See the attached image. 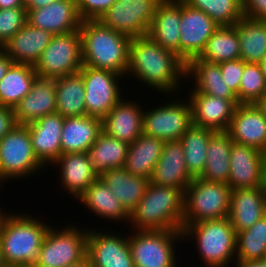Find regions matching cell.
I'll use <instances>...</instances> for the list:
<instances>
[{
  "label": "cell",
  "mask_w": 266,
  "mask_h": 267,
  "mask_svg": "<svg viewBox=\"0 0 266 267\" xmlns=\"http://www.w3.org/2000/svg\"><path fill=\"white\" fill-rule=\"evenodd\" d=\"M186 63L172 51L164 49L150 36L132 38L130 42L127 78L137 79L147 89L177 96L185 84ZM184 79V80H182ZM154 89V90H153ZM176 93V94H175Z\"/></svg>",
  "instance_id": "obj_1"
},
{
  "label": "cell",
  "mask_w": 266,
  "mask_h": 267,
  "mask_svg": "<svg viewBox=\"0 0 266 267\" xmlns=\"http://www.w3.org/2000/svg\"><path fill=\"white\" fill-rule=\"evenodd\" d=\"M26 212H5L0 221V246L5 264L32 267L42 242L51 227L44 220Z\"/></svg>",
  "instance_id": "obj_2"
},
{
  "label": "cell",
  "mask_w": 266,
  "mask_h": 267,
  "mask_svg": "<svg viewBox=\"0 0 266 267\" xmlns=\"http://www.w3.org/2000/svg\"><path fill=\"white\" fill-rule=\"evenodd\" d=\"M82 63L126 78L131 37L106 27L98 20H82Z\"/></svg>",
  "instance_id": "obj_3"
},
{
  "label": "cell",
  "mask_w": 266,
  "mask_h": 267,
  "mask_svg": "<svg viewBox=\"0 0 266 267\" xmlns=\"http://www.w3.org/2000/svg\"><path fill=\"white\" fill-rule=\"evenodd\" d=\"M183 216L184 192L150 182L130 213L128 227L131 230H183Z\"/></svg>",
  "instance_id": "obj_4"
},
{
  "label": "cell",
  "mask_w": 266,
  "mask_h": 267,
  "mask_svg": "<svg viewBox=\"0 0 266 267\" xmlns=\"http://www.w3.org/2000/svg\"><path fill=\"white\" fill-rule=\"evenodd\" d=\"M182 234L183 242L191 241L195 245L197 257L203 263L201 266H235L236 232L228 217L189 224L183 228Z\"/></svg>",
  "instance_id": "obj_5"
},
{
  "label": "cell",
  "mask_w": 266,
  "mask_h": 267,
  "mask_svg": "<svg viewBox=\"0 0 266 267\" xmlns=\"http://www.w3.org/2000/svg\"><path fill=\"white\" fill-rule=\"evenodd\" d=\"M46 167L32 148L27 125L16 124L0 140V189L3 182L20 181L40 175ZM38 173V174H36Z\"/></svg>",
  "instance_id": "obj_6"
},
{
  "label": "cell",
  "mask_w": 266,
  "mask_h": 267,
  "mask_svg": "<svg viewBox=\"0 0 266 267\" xmlns=\"http://www.w3.org/2000/svg\"><path fill=\"white\" fill-rule=\"evenodd\" d=\"M74 224L62 228L51 225L32 267H66L87 258L88 226Z\"/></svg>",
  "instance_id": "obj_7"
},
{
  "label": "cell",
  "mask_w": 266,
  "mask_h": 267,
  "mask_svg": "<svg viewBox=\"0 0 266 267\" xmlns=\"http://www.w3.org/2000/svg\"><path fill=\"white\" fill-rule=\"evenodd\" d=\"M183 240L182 230H132L128 244L134 267H179L176 246Z\"/></svg>",
  "instance_id": "obj_8"
},
{
  "label": "cell",
  "mask_w": 266,
  "mask_h": 267,
  "mask_svg": "<svg viewBox=\"0 0 266 267\" xmlns=\"http://www.w3.org/2000/svg\"><path fill=\"white\" fill-rule=\"evenodd\" d=\"M231 191L226 183L194 178L184 192L183 228L196 222L228 217Z\"/></svg>",
  "instance_id": "obj_9"
},
{
  "label": "cell",
  "mask_w": 266,
  "mask_h": 267,
  "mask_svg": "<svg viewBox=\"0 0 266 267\" xmlns=\"http://www.w3.org/2000/svg\"><path fill=\"white\" fill-rule=\"evenodd\" d=\"M172 96L167 100L168 102L161 99L163 103H159L158 106L156 104L154 108L151 107L152 105H149V108L143 105L142 129L144 135L164 141H177L193 124L192 108L188 98L181 100L179 94L174 99Z\"/></svg>",
  "instance_id": "obj_10"
},
{
  "label": "cell",
  "mask_w": 266,
  "mask_h": 267,
  "mask_svg": "<svg viewBox=\"0 0 266 267\" xmlns=\"http://www.w3.org/2000/svg\"><path fill=\"white\" fill-rule=\"evenodd\" d=\"M82 66L81 34L74 30L53 35L34 69L39 78L57 79L79 72Z\"/></svg>",
  "instance_id": "obj_11"
},
{
  "label": "cell",
  "mask_w": 266,
  "mask_h": 267,
  "mask_svg": "<svg viewBox=\"0 0 266 267\" xmlns=\"http://www.w3.org/2000/svg\"><path fill=\"white\" fill-rule=\"evenodd\" d=\"M85 84L86 115L103 120L125 96L121 85L124 78L115 72L82 66L79 71Z\"/></svg>",
  "instance_id": "obj_12"
},
{
  "label": "cell",
  "mask_w": 266,
  "mask_h": 267,
  "mask_svg": "<svg viewBox=\"0 0 266 267\" xmlns=\"http://www.w3.org/2000/svg\"><path fill=\"white\" fill-rule=\"evenodd\" d=\"M164 0H116L100 17L110 29L131 38L148 35L158 6Z\"/></svg>",
  "instance_id": "obj_13"
},
{
  "label": "cell",
  "mask_w": 266,
  "mask_h": 267,
  "mask_svg": "<svg viewBox=\"0 0 266 267\" xmlns=\"http://www.w3.org/2000/svg\"><path fill=\"white\" fill-rule=\"evenodd\" d=\"M103 229L88 227L87 258L91 267H134L128 235Z\"/></svg>",
  "instance_id": "obj_14"
},
{
  "label": "cell",
  "mask_w": 266,
  "mask_h": 267,
  "mask_svg": "<svg viewBox=\"0 0 266 267\" xmlns=\"http://www.w3.org/2000/svg\"><path fill=\"white\" fill-rule=\"evenodd\" d=\"M218 26L204 11L181 0L179 57L185 63L198 57Z\"/></svg>",
  "instance_id": "obj_15"
},
{
  "label": "cell",
  "mask_w": 266,
  "mask_h": 267,
  "mask_svg": "<svg viewBox=\"0 0 266 267\" xmlns=\"http://www.w3.org/2000/svg\"><path fill=\"white\" fill-rule=\"evenodd\" d=\"M187 91L189 92L186 97L191 103L193 125L214 132L227 131L239 101L222 99L195 90Z\"/></svg>",
  "instance_id": "obj_16"
},
{
  "label": "cell",
  "mask_w": 266,
  "mask_h": 267,
  "mask_svg": "<svg viewBox=\"0 0 266 267\" xmlns=\"http://www.w3.org/2000/svg\"><path fill=\"white\" fill-rule=\"evenodd\" d=\"M264 152L255 147L233 143L230 151V189L264 187Z\"/></svg>",
  "instance_id": "obj_17"
},
{
  "label": "cell",
  "mask_w": 266,
  "mask_h": 267,
  "mask_svg": "<svg viewBox=\"0 0 266 267\" xmlns=\"http://www.w3.org/2000/svg\"><path fill=\"white\" fill-rule=\"evenodd\" d=\"M27 23L53 35L79 30L77 0H57L44 7L27 11Z\"/></svg>",
  "instance_id": "obj_18"
},
{
  "label": "cell",
  "mask_w": 266,
  "mask_h": 267,
  "mask_svg": "<svg viewBox=\"0 0 266 267\" xmlns=\"http://www.w3.org/2000/svg\"><path fill=\"white\" fill-rule=\"evenodd\" d=\"M128 98V99H127ZM122 98L102 120V131L113 138L128 144L134 142L143 134V104Z\"/></svg>",
  "instance_id": "obj_19"
},
{
  "label": "cell",
  "mask_w": 266,
  "mask_h": 267,
  "mask_svg": "<svg viewBox=\"0 0 266 267\" xmlns=\"http://www.w3.org/2000/svg\"><path fill=\"white\" fill-rule=\"evenodd\" d=\"M226 132L236 144L266 149V117L255 103L239 104Z\"/></svg>",
  "instance_id": "obj_20"
},
{
  "label": "cell",
  "mask_w": 266,
  "mask_h": 267,
  "mask_svg": "<svg viewBox=\"0 0 266 267\" xmlns=\"http://www.w3.org/2000/svg\"><path fill=\"white\" fill-rule=\"evenodd\" d=\"M52 166L60 171L59 185L65 189V195L68 192L67 195H72L75 200L99 178L92 169L87 152L63 153Z\"/></svg>",
  "instance_id": "obj_21"
},
{
  "label": "cell",
  "mask_w": 266,
  "mask_h": 267,
  "mask_svg": "<svg viewBox=\"0 0 266 267\" xmlns=\"http://www.w3.org/2000/svg\"><path fill=\"white\" fill-rule=\"evenodd\" d=\"M63 123L64 117L55 112L27 124L34 153L45 167L52 166L62 154L61 132Z\"/></svg>",
  "instance_id": "obj_22"
},
{
  "label": "cell",
  "mask_w": 266,
  "mask_h": 267,
  "mask_svg": "<svg viewBox=\"0 0 266 267\" xmlns=\"http://www.w3.org/2000/svg\"><path fill=\"white\" fill-rule=\"evenodd\" d=\"M16 124L27 125L56 112L55 79L37 77L30 92L13 108Z\"/></svg>",
  "instance_id": "obj_23"
},
{
  "label": "cell",
  "mask_w": 266,
  "mask_h": 267,
  "mask_svg": "<svg viewBox=\"0 0 266 267\" xmlns=\"http://www.w3.org/2000/svg\"><path fill=\"white\" fill-rule=\"evenodd\" d=\"M265 215V186L231 191L228 218L236 233L252 227Z\"/></svg>",
  "instance_id": "obj_24"
},
{
  "label": "cell",
  "mask_w": 266,
  "mask_h": 267,
  "mask_svg": "<svg viewBox=\"0 0 266 267\" xmlns=\"http://www.w3.org/2000/svg\"><path fill=\"white\" fill-rule=\"evenodd\" d=\"M193 179L185 165L184 150L180 140L165 141L150 182L175 187L185 192Z\"/></svg>",
  "instance_id": "obj_25"
},
{
  "label": "cell",
  "mask_w": 266,
  "mask_h": 267,
  "mask_svg": "<svg viewBox=\"0 0 266 267\" xmlns=\"http://www.w3.org/2000/svg\"><path fill=\"white\" fill-rule=\"evenodd\" d=\"M77 200L100 220L103 218L106 222H123L125 225L129 223L130 213L100 177Z\"/></svg>",
  "instance_id": "obj_26"
},
{
  "label": "cell",
  "mask_w": 266,
  "mask_h": 267,
  "mask_svg": "<svg viewBox=\"0 0 266 267\" xmlns=\"http://www.w3.org/2000/svg\"><path fill=\"white\" fill-rule=\"evenodd\" d=\"M53 34L33 27L27 22L4 45V52L14 63L34 66L49 45Z\"/></svg>",
  "instance_id": "obj_27"
},
{
  "label": "cell",
  "mask_w": 266,
  "mask_h": 267,
  "mask_svg": "<svg viewBox=\"0 0 266 267\" xmlns=\"http://www.w3.org/2000/svg\"><path fill=\"white\" fill-rule=\"evenodd\" d=\"M193 81H191V80ZM185 80L192 83L195 90L227 100H238L237 95L222 79L220 65L202 59H191L186 63ZM195 84V85H194Z\"/></svg>",
  "instance_id": "obj_28"
},
{
  "label": "cell",
  "mask_w": 266,
  "mask_h": 267,
  "mask_svg": "<svg viewBox=\"0 0 266 267\" xmlns=\"http://www.w3.org/2000/svg\"><path fill=\"white\" fill-rule=\"evenodd\" d=\"M181 0H164L157 8L148 36L179 56Z\"/></svg>",
  "instance_id": "obj_29"
},
{
  "label": "cell",
  "mask_w": 266,
  "mask_h": 267,
  "mask_svg": "<svg viewBox=\"0 0 266 267\" xmlns=\"http://www.w3.org/2000/svg\"><path fill=\"white\" fill-rule=\"evenodd\" d=\"M102 132V120L92 116L65 117L61 132L63 153L87 152Z\"/></svg>",
  "instance_id": "obj_30"
},
{
  "label": "cell",
  "mask_w": 266,
  "mask_h": 267,
  "mask_svg": "<svg viewBox=\"0 0 266 267\" xmlns=\"http://www.w3.org/2000/svg\"><path fill=\"white\" fill-rule=\"evenodd\" d=\"M165 141L141 134L129 144L124 169L134 176L151 179L161 156Z\"/></svg>",
  "instance_id": "obj_31"
},
{
  "label": "cell",
  "mask_w": 266,
  "mask_h": 267,
  "mask_svg": "<svg viewBox=\"0 0 266 267\" xmlns=\"http://www.w3.org/2000/svg\"><path fill=\"white\" fill-rule=\"evenodd\" d=\"M231 136L225 132H214L207 144L206 164L199 178L226 183L230 174Z\"/></svg>",
  "instance_id": "obj_32"
},
{
  "label": "cell",
  "mask_w": 266,
  "mask_h": 267,
  "mask_svg": "<svg viewBox=\"0 0 266 267\" xmlns=\"http://www.w3.org/2000/svg\"><path fill=\"white\" fill-rule=\"evenodd\" d=\"M100 178L129 213L141 200L150 183L149 179L131 175L123 167L111 169Z\"/></svg>",
  "instance_id": "obj_33"
},
{
  "label": "cell",
  "mask_w": 266,
  "mask_h": 267,
  "mask_svg": "<svg viewBox=\"0 0 266 267\" xmlns=\"http://www.w3.org/2000/svg\"><path fill=\"white\" fill-rule=\"evenodd\" d=\"M128 147V143L110 137L102 131L87 151L94 173L101 177L111 169L124 167Z\"/></svg>",
  "instance_id": "obj_34"
},
{
  "label": "cell",
  "mask_w": 266,
  "mask_h": 267,
  "mask_svg": "<svg viewBox=\"0 0 266 267\" xmlns=\"http://www.w3.org/2000/svg\"><path fill=\"white\" fill-rule=\"evenodd\" d=\"M234 25L240 43V59L245 63H259L266 56V20L243 16Z\"/></svg>",
  "instance_id": "obj_35"
},
{
  "label": "cell",
  "mask_w": 266,
  "mask_h": 267,
  "mask_svg": "<svg viewBox=\"0 0 266 267\" xmlns=\"http://www.w3.org/2000/svg\"><path fill=\"white\" fill-rule=\"evenodd\" d=\"M56 112L65 117L86 115L85 84L80 72L55 79Z\"/></svg>",
  "instance_id": "obj_36"
},
{
  "label": "cell",
  "mask_w": 266,
  "mask_h": 267,
  "mask_svg": "<svg viewBox=\"0 0 266 267\" xmlns=\"http://www.w3.org/2000/svg\"><path fill=\"white\" fill-rule=\"evenodd\" d=\"M37 77L34 66L13 63L0 80V105L13 109L30 92Z\"/></svg>",
  "instance_id": "obj_37"
},
{
  "label": "cell",
  "mask_w": 266,
  "mask_h": 267,
  "mask_svg": "<svg viewBox=\"0 0 266 267\" xmlns=\"http://www.w3.org/2000/svg\"><path fill=\"white\" fill-rule=\"evenodd\" d=\"M239 38L235 25L218 26L208 39L201 54L193 59L222 63L240 58Z\"/></svg>",
  "instance_id": "obj_38"
},
{
  "label": "cell",
  "mask_w": 266,
  "mask_h": 267,
  "mask_svg": "<svg viewBox=\"0 0 266 267\" xmlns=\"http://www.w3.org/2000/svg\"><path fill=\"white\" fill-rule=\"evenodd\" d=\"M213 133V130L192 124L180 138L185 165L193 178H198L204 170L207 144Z\"/></svg>",
  "instance_id": "obj_39"
},
{
  "label": "cell",
  "mask_w": 266,
  "mask_h": 267,
  "mask_svg": "<svg viewBox=\"0 0 266 267\" xmlns=\"http://www.w3.org/2000/svg\"><path fill=\"white\" fill-rule=\"evenodd\" d=\"M266 215L252 227L236 233V262L265 258Z\"/></svg>",
  "instance_id": "obj_40"
},
{
  "label": "cell",
  "mask_w": 266,
  "mask_h": 267,
  "mask_svg": "<svg viewBox=\"0 0 266 267\" xmlns=\"http://www.w3.org/2000/svg\"><path fill=\"white\" fill-rule=\"evenodd\" d=\"M204 11L219 26H233L244 16L243 0H183Z\"/></svg>",
  "instance_id": "obj_41"
},
{
  "label": "cell",
  "mask_w": 266,
  "mask_h": 267,
  "mask_svg": "<svg viewBox=\"0 0 266 267\" xmlns=\"http://www.w3.org/2000/svg\"><path fill=\"white\" fill-rule=\"evenodd\" d=\"M266 92V79L259 63H245L239 91V104L256 103Z\"/></svg>",
  "instance_id": "obj_42"
},
{
  "label": "cell",
  "mask_w": 266,
  "mask_h": 267,
  "mask_svg": "<svg viewBox=\"0 0 266 267\" xmlns=\"http://www.w3.org/2000/svg\"><path fill=\"white\" fill-rule=\"evenodd\" d=\"M23 7L0 9V43L4 46L27 22Z\"/></svg>",
  "instance_id": "obj_43"
},
{
  "label": "cell",
  "mask_w": 266,
  "mask_h": 267,
  "mask_svg": "<svg viewBox=\"0 0 266 267\" xmlns=\"http://www.w3.org/2000/svg\"><path fill=\"white\" fill-rule=\"evenodd\" d=\"M116 0H77L79 16L82 20H98Z\"/></svg>",
  "instance_id": "obj_44"
},
{
  "label": "cell",
  "mask_w": 266,
  "mask_h": 267,
  "mask_svg": "<svg viewBox=\"0 0 266 267\" xmlns=\"http://www.w3.org/2000/svg\"><path fill=\"white\" fill-rule=\"evenodd\" d=\"M219 65L222 79H224L228 87L231 88L235 94H237L244 70V61L239 58L236 60L219 63Z\"/></svg>",
  "instance_id": "obj_45"
},
{
  "label": "cell",
  "mask_w": 266,
  "mask_h": 267,
  "mask_svg": "<svg viewBox=\"0 0 266 267\" xmlns=\"http://www.w3.org/2000/svg\"><path fill=\"white\" fill-rule=\"evenodd\" d=\"M244 16L266 20V0H243Z\"/></svg>",
  "instance_id": "obj_46"
},
{
  "label": "cell",
  "mask_w": 266,
  "mask_h": 267,
  "mask_svg": "<svg viewBox=\"0 0 266 267\" xmlns=\"http://www.w3.org/2000/svg\"><path fill=\"white\" fill-rule=\"evenodd\" d=\"M16 125L12 108L0 105V140Z\"/></svg>",
  "instance_id": "obj_47"
},
{
  "label": "cell",
  "mask_w": 266,
  "mask_h": 267,
  "mask_svg": "<svg viewBox=\"0 0 266 267\" xmlns=\"http://www.w3.org/2000/svg\"><path fill=\"white\" fill-rule=\"evenodd\" d=\"M57 0H21L23 8L26 9V12L29 10H35L46 5H49Z\"/></svg>",
  "instance_id": "obj_48"
},
{
  "label": "cell",
  "mask_w": 266,
  "mask_h": 267,
  "mask_svg": "<svg viewBox=\"0 0 266 267\" xmlns=\"http://www.w3.org/2000/svg\"><path fill=\"white\" fill-rule=\"evenodd\" d=\"M13 63L12 59L5 52L0 55V80L6 75Z\"/></svg>",
  "instance_id": "obj_49"
},
{
  "label": "cell",
  "mask_w": 266,
  "mask_h": 267,
  "mask_svg": "<svg viewBox=\"0 0 266 267\" xmlns=\"http://www.w3.org/2000/svg\"><path fill=\"white\" fill-rule=\"evenodd\" d=\"M233 267H266V259L253 260L248 262H236Z\"/></svg>",
  "instance_id": "obj_50"
},
{
  "label": "cell",
  "mask_w": 266,
  "mask_h": 267,
  "mask_svg": "<svg viewBox=\"0 0 266 267\" xmlns=\"http://www.w3.org/2000/svg\"><path fill=\"white\" fill-rule=\"evenodd\" d=\"M23 7L21 0H0V9Z\"/></svg>",
  "instance_id": "obj_51"
},
{
  "label": "cell",
  "mask_w": 266,
  "mask_h": 267,
  "mask_svg": "<svg viewBox=\"0 0 266 267\" xmlns=\"http://www.w3.org/2000/svg\"><path fill=\"white\" fill-rule=\"evenodd\" d=\"M255 104L266 117V96L263 95Z\"/></svg>",
  "instance_id": "obj_52"
},
{
  "label": "cell",
  "mask_w": 266,
  "mask_h": 267,
  "mask_svg": "<svg viewBox=\"0 0 266 267\" xmlns=\"http://www.w3.org/2000/svg\"><path fill=\"white\" fill-rule=\"evenodd\" d=\"M66 267H91V265H90L88 258H86L82 262H79V263L74 264V265L66 266Z\"/></svg>",
  "instance_id": "obj_53"
},
{
  "label": "cell",
  "mask_w": 266,
  "mask_h": 267,
  "mask_svg": "<svg viewBox=\"0 0 266 267\" xmlns=\"http://www.w3.org/2000/svg\"><path fill=\"white\" fill-rule=\"evenodd\" d=\"M259 65L266 79V56L259 62Z\"/></svg>",
  "instance_id": "obj_54"
},
{
  "label": "cell",
  "mask_w": 266,
  "mask_h": 267,
  "mask_svg": "<svg viewBox=\"0 0 266 267\" xmlns=\"http://www.w3.org/2000/svg\"><path fill=\"white\" fill-rule=\"evenodd\" d=\"M263 170H264V184L266 187V151H264L263 155Z\"/></svg>",
  "instance_id": "obj_55"
},
{
  "label": "cell",
  "mask_w": 266,
  "mask_h": 267,
  "mask_svg": "<svg viewBox=\"0 0 266 267\" xmlns=\"http://www.w3.org/2000/svg\"><path fill=\"white\" fill-rule=\"evenodd\" d=\"M7 265L5 264L4 258H3V254L1 251V246H0V267H6Z\"/></svg>",
  "instance_id": "obj_56"
},
{
  "label": "cell",
  "mask_w": 266,
  "mask_h": 267,
  "mask_svg": "<svg viewBox=\"0 0 266 267\" xmlns=\"http://www.w3.org/2000/svg\"><path fill=\"white\" fill-rule=\"evenodd\" d=\"M2 208L0 207V221H1V219H2V217H3V215H4V213H5V211H3L4 209H2Z\"/></svg>",
  "instance_id": "obj_57"
},
{
  "label": "cell",
  "mask_w": 266,
  "mask_h": 267,
  "mask_svg": "<svg viewBox=\"0 0 266 267\" xmlns=\"http://www.w3.org/2000/svg\"><path fill=\"white\" fill-rule=\"evenodd\" d=\"M4 52V46L0 43V55Z\"/></svg>",
  "instance_id": "obj_58"
}]
</instances>
